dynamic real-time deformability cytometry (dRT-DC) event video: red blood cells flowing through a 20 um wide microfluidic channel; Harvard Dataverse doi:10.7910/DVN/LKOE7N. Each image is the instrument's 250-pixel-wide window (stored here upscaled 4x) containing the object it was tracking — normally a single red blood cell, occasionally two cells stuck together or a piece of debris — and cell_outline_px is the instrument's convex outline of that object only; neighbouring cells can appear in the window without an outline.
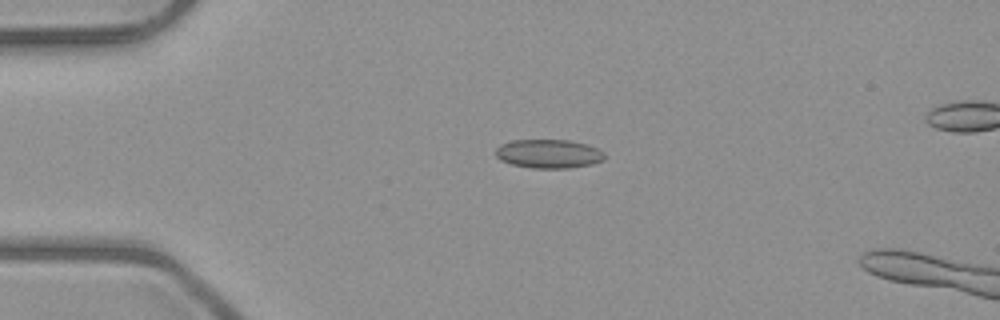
{"species": "common noctule bat (a hibernating species)", "species_latin": "Nyctalus noctula", "temperature_condition": "room temperature", "stored_images_in_passage": 7, "camera_frame_rate_fps": 3000, "um_per_image_px": 0.085, "animal": {"sex": "male", "body_mass_g": 23.1, "forearm_length_mm": 52.7}, "frame": {"image": 1, "passage_image": 3, "time_ms": 0.667, "image_size_px": [1000, 320], "cell_outline_px": [[604, 160], [592, 164], [568, 168], [532, 168], [512, 164], [500, 160], [496, 156], [496, 148], [500, 144], [512, 140], [572, 140], [588, 144], [604, 152]], "centroid_in_image_um": [46.64, 13.06], "position_along_channel_um": 38.4, "area_um2": 18.38}}